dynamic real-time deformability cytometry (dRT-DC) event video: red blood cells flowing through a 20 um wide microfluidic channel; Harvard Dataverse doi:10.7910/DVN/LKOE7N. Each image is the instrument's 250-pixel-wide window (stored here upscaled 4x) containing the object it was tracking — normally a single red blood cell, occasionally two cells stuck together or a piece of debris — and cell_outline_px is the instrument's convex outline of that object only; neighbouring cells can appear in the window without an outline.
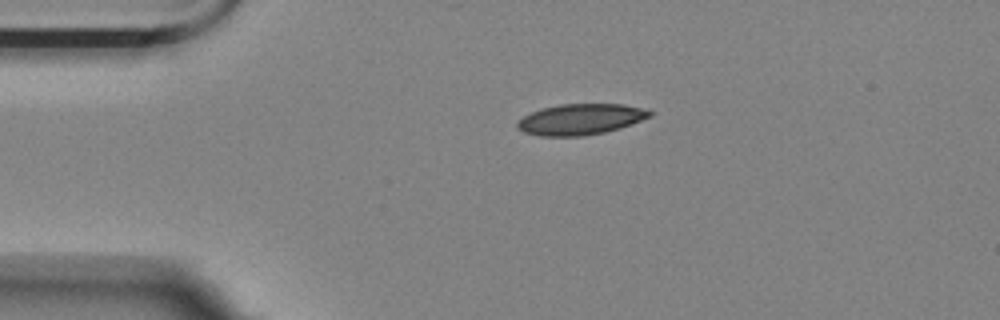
{"species": "Egyptian fruit bat (a non-hibernating species)", "species_latin": "Rousettus aegyptiacus", "temperature_condition": "room temperature", "stored_images_in_passage": 2, "camera_frame_rate_fps": 3000, "um_per_image_px": 0.085, "animal": {"sex": "female"}, "frame": {"image": 1, "passage_image": 1, "time_ms": 0.0, "image_size_px": [1000, 320], "cell_outline_px": [[652, 116], [620, 128], [604, 132], [584, 136], [540, 136], [524, 132], [516, 128], [516, 120], [540, 108], [560, 104], [624, 104], [640, 108], [652, 112]], "centroid_in_image_um": [49.3, 10.14], "position_along_channel_um": 35.7, "area_um2": 23.87}}